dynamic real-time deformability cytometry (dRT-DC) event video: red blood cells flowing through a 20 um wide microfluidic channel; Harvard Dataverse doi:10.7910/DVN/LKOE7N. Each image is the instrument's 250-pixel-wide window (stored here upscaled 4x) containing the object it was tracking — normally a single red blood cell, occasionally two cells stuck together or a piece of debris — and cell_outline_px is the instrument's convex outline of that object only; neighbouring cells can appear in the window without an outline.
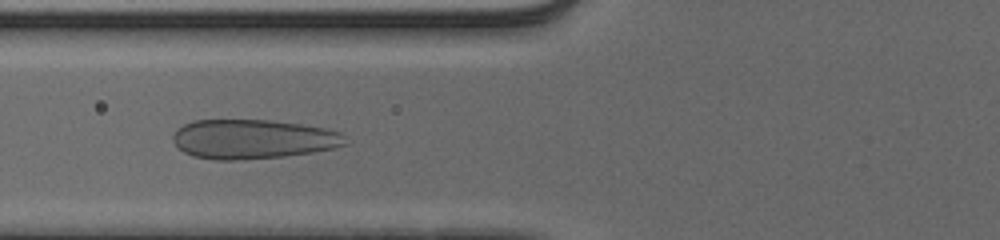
{"species": "human", "species_latin": "Homo sapiens", "temperature_condition": "cold", "stored_images_in_passage": 54, "camera_frame_rate_fps": 3000, "um_per_image_px": 0.085, "donor": {"sex": "male"}, "frame": {"image": 1, "passage_image": 23, "time_ms": 7.333, "image_size_px": [1000, 240], "cell_outline_px": [[348, 144], [336, 148], [312, 152], [284, 156], [244, 160], [216, 160], [192, 156], [184, 152], [172, 140], [172, 136], [176, 128], [192, 120], [268, 120], [300, 124], [324, 128], [340, 132]], "centroid_in_image_um": [21.47, 11.83], "position_along_channel_um": 104.3, "area_um2": 39.71}}
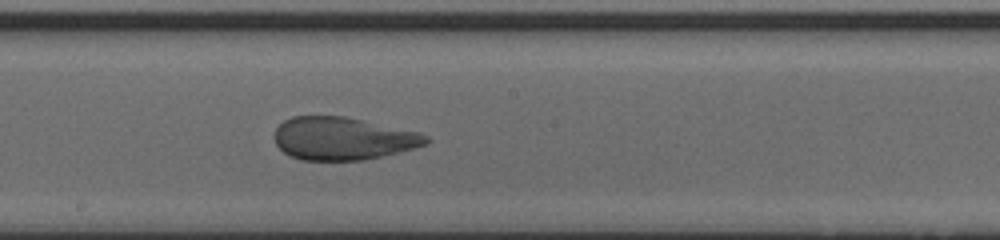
{"frame": {"image": 2, "passage_image": 32, "time_ms": 10.333, "image_size_px": [1000, 240], "cell_outline_px": [[428, 144], [400, 152], [364, 160], [300, 160], [288, 156], [276, 144], [276, 128], [284, 120], [292, 116], [344, 116], [420, 132], [428, 136]], "centroid_in_image_um": [29.15, 11.78], "position_along_channel_um": 219.0, "area_um2": 37.8}}
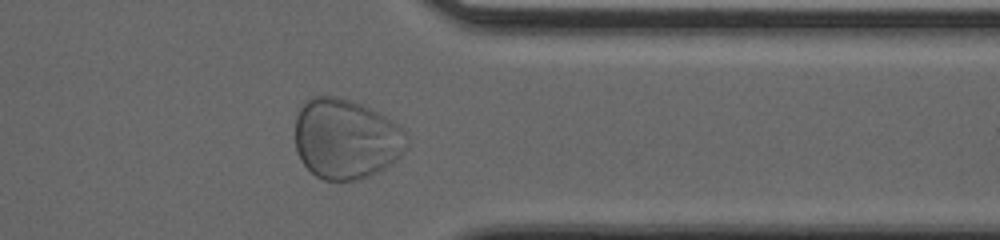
{"frame": {"image": 3, "passage_image": 45, "time_ms": 14.667, "image_size_px": [1000, 240], "cell_outline_px": [[408, 148], [396, 160], [376, 172], [360, 180], [324, 180], [316, 176], [300, 160], [296, 152], [296, 116], [304, 100], [312, 96], [336, 96], [352, 100], [400, 124], [404, 132], [408, 144]], "centroid_in_image_um": [29.39, 11.8], "position_along_channel_um": 382.0, "area_um2": 52.31}, "authors_computed_cell_mechanics": {"area_um2": 48.7543, "velocity_mm_per_s": 3.828, "shape_relaxation_time_tau1_ms": 6.427, "shape_relaxation_time_tau2_ms": null, "deformation_change_tau1": 0.1774, "deformation_change_tau2": null}}